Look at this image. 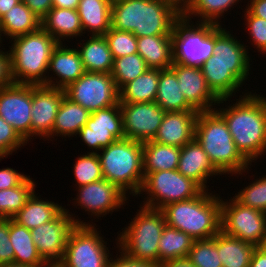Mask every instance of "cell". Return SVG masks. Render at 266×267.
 Segmentation results:
<instances>
[{
  "mask_svg": "<svg viewBox=\"0 0 266 267\" xmlns=\"http://www.w3.org/2000/svg\"><path fill=\"white\" fill-rule=\"evenodd\" d=\"M84 41L83 44L78 43L76 48L80 53L86 72L110 74L113 57L105 36H89V39Z\"/></svg>",
  "mask_w": 266,
  "mask_h": 267,
  "instance_id": "f546056e",
  "label": "cell"
},
{
  "mask_svg": "<svg viewBox=\"0 0 266 267\" xmlns=\"http://www.w3.org/2000/svg\"><path fill=\"white\" fill-rule=\"evenodd\" d=\"M136 215L122 228L116 245L128 256L158 264V246L165 216L161 210L139 206Z\"/></svg>",
  "mask_w": 266,
  "mask_h": 267,
  "instance_id": "52a82bcc",
  "label": "cell"
},
{
  "mask_svg": "<svg viewBox=\"0 0 266 267\" xmlns=\"http://www.w3.org/2000/svg\"><path fill=\"white\" fill-rule=\"evenodd\" d=\"M245 91L232 106L227 102L226 108L215 110L226 121L237 150L252 164L266 152V97Z\"/></svg>",
  "mask_w": 266,
  "mask_h": 267,
  "instance_id": "6da1fadb",
  "label": "cell"
},
{
  "mask_svg": "<svg viewBox=\"0 0 266 267\" xmlns=\"http://www.w3.org/2000/svg\"><path fill=\"white\" fill-rule=\"evenodd\" d=\"M9 240L14 250V262L30 267H44L48 263L39 254L31 230L9 219Z\"/></svg>",
  "mask_w": 266,
  "mask_h": 267,
  "instance_id": "4dcf8cb0",
  "label": "cell"
},
{
  "mask_svg": "<svg viewBox=\"0 0 266 267\" xmlns=\"http://www.w3.org/2000/svg\"><path fill=\"white\" fill-rule=\"evenodd\" d=\"M175 73L186 101L198 112L215 110V105L224 106L230 98H219L208 86L201 68L186 67L173 63ZM214 107V108H213Z\"/></svg>",
  "mask_w": 266,
  "mask_h": 267,
  "instance_id": "ac0fdd59",
  "label": "cell"
},
{
  "mask_svg": "<svg viewBox=\"0 0 266 267\" xmlns=\"http://www.w3.org/2000/svg\"><path fill=\"white\" fill-rule=\"evenodd\" d=\"M70 213L65 207L53 220L31 230L33 242L48 264L63 259L69 234L76 225H93V222L81 221L78 215Z\"/></svg>",
  "mask_w": 266,
  "mask_h": 267,
  "instance_id": "4fadbf2b",
  "label": "cell"
},
{
  "mask_svg": "<svg viewBox=\"0 0 266 267\" xmlns=\"http://www.w3.org/2000/svg\"><path fill=\"white\" fill-rule=\"evenodd\" d=\"M64 96V89L32 84L31 139L39 136L46 141Z\"/></svg>",
  "mask_w": 266,
  "mask_h": 267,
  "instance_id": "d6986e66",
  "label": "cell"
},
{
  "mask_svg": "<svg viewBox=\"0 0 266 267\" xmlns=\"http://www.w3.org/2000/svg\"><path fill=\"white\" fill-rule=\"evenodd\" d=\"M120 107L125 138L152 141L166 112L156 102L120 103Z\"/></svg>",
  "mask_w": 266,
  "mask_h": 267,
  "instance_id": "e0dca14e",
  "label": "cell"
},
{
  "mask_svg": "<svg viewBox=\"0 0 266 267\" xmlns=\"http://www.w3.org/2000/svg\"><path fill=\"white\" fill-rule=\"evenodd\" d=\"M40 27L41 19L21 1L0 19V41L3 42L4 36L13 39L37 31Z\"/></svg>",
  "mask_w": 266,
  "mask_h": 267,
  "instance_id": "4316f807",
  "label": "cell"
},
{
  "mask_svg": "<svg viewBox=\"0 0 266 267\" xmlns=\"http://www.w3.org/2000/svg\"><path fill=\"white\" fill-rule=\"evenodd\" d=\"M144 177L148 173L176 170L181 148L164 145L154 141L142 143Z\"/></svg>",
  "mask_w": 266,
  "mask_h": 267,
  "instance_id": "d6a6232c",
  "label": "cell"
},
{
  "mask_svg": "<svg viewBox=\"0 0 266 267\" xmlns=\"http://www.w3.org/2000/svg\"><path fill=\"white\" fill-rule=\"evenodd\" d=\"M31 11L42 19L52 8V0H22Z\"/></svg>",
  "mask_w": 266,
  "mask_h": 267,
  "instance_id": "816d5d0a",
  "label": "cell"
},
{
  "mask_svg": "<svg viewBox=\"0 0 266 267\" xmlns=\"http://www.w3.org/2000/svg\"><path fill=\"white\" fill-rule=\"evenodd\" d=\"M181 16L161 0H126L111 9V28L132 32L136 37L171 35Z\"/></svg>",
  "mask_w": 266,
  "mask_h": 267,
  "instance_id": "7a4b0ae2",
  "label": "cell"
},
{
  "mask_svg": "<svg viewBox=\"0 0 266 267\" xmlns=\"http://www.w3.org/2000/svg\"><path fill=\"white\" fill-rule=\"evenodd\" d=\"M2 49L5 52L0 49V88L14 83L11 76L10 52L4 47Z\"/></svg>",
  "mask_w": 266,
  "mask_h": 267,
  "instance_id": "f907efd6",
  "label": "cell"
},
{
  "mask_svg": "<svg viewBox=\"0 0 266 267\" xmlns=\"http://www.w3.org/2000/svg\"><path fill=\"white\" fill-rule=\"evenodd\" d=\"M77 197L72 205L80 206L91 216L104 217L109 212L112 214L117 209L123 208L129 196L122 191L116 184L106 179L98 180L84 186L77 187ZM102 215V216H101Z\"/></svg>",
  "mask_w": 266,
  "mask_h": 267,
  "instance_id": "2e32d148",
  "label": "cell"
},
{
  "mask_svg": "<svg viewBox=\"0 0 266 267\" xmlns=\"http://www.w3.org/2000/svg\"><path fill=\"white\" fill-rule=\"evenodd\" d=\"M159 267H195L187 258H179L163 262Z\"/></svg>",
  "mask_w": 266,
  "mask_h": 267,
  "instance_id": "9f6ffc18",
  "label": "cell"
},
{
  "mask_svg": "<svg viewBox=\"0 0 266 267\" xmlns=\"http://www.w3.org/2000/svg\"><path fill=\"white\" fill-rule=\"evenodd\" d=\"M10 41L9 52L13 82L15 84L46 85L49 61L58 42L42 27Z\"/></svg>",
  "mask_w": 266,
  "mask_h": 267,
  "instance_id": "5b68a950",
  "label": "cell"
},
{
  "mask_svg": "<svg viewBox=\"0 0 266 267\" xmlns=\"http://www.w3.org/2000/svg\"><path fill=\"white\" fill-rule=\"evenodd\" d=\"M80 0H52L53 7L77 9Z\"/></svg>",
  "mask_w": 266,
  "mask_h": 267,
  "instance_id": "6f0895ef",
  "label": "cell"
},
{
  "mask_svg": "<svg viewBox=\"0 0 266 267\" xmlns=\"http://www.w3.org/2000/svg\"><path fill=\"white\" fill-rule=\"evenodd\" d=\"M233 196L242 205L266 213V175L255 179Z\"/></svg>",
  "mask_w": 266,
  "mask_h": 267,
  "instance_id": "7bdbcfd3",
  "label": "cell"
},
{
  "mask_svg": "<svg viewBox=\"0 0 266 267\" xmlns=\"http://www.w3.org/2000/svg\"><path fill=\"white\" fill-rule=\"evenodd\" d=\"M205 80L219 98H232L244 85L252 70L250 65H222L204 63L201 67ZM235 93V94H234ZM234 94V95H233Z\"/></svg>",
  "mask_w": 266,
  "mask_h": 267,
  "instance_id": "44dd1931",
  "label": "cell"
},
{
  "mask_svg": "<svg viewBox=\"0 0 266 267\" xmlns=\"http://www.w3.org/2000/svg\"><path fill=\"white\" fill-rule=\"evenodd\" d=\"M25 144L28 143L0 116V160L12 155Z\"/></svg>",
  "mask_w": 266,
  "mask_h": 267,
  "instance_id": "bcb514c9",
  "label": "cell"
},
{
  "mask_svg": "<svg viewBox=\"0 0 266 267\" xmlns=\"http://www.w3.org/2000/svg\"><path fill=\"white\" fill-rule=\"evenodd\" d=\"M203 191L197 182L185 177L176 169L148 173L136 197L146 194L147 197L141 205L161 210L168 204L194 198Z\"/></svg>",
  "mask_w": 266,
  "mask_h": 267,
  "instance_id": "9c48e42d",
  "label": "cell"
},
{
  "mask_svg": "<svg viewBox=\"0 0 266 267\" xmlns=\"http://www.w3.org/2000/svg\"><path fill=\"white\" fill-rule=\"evenodd\" d=\"M249 267H266V245L255 248Z\"/></svg>",
  "mask_w": 266,
  "mask_h": 267,
  "instance_id": "db71d44e",
  "label": "cell"
},
{
  "mask_svg": "<svg viewBox=\"0 0 266 267\" xmlns=\"http://www.w3.org/2000/svg\"><path fill=\"white\" fill-rule=\"evenodd\" d=\"M194 138L222 175L248 173L252 164L237 150L226 121L216 110L198 113Z\"/></svg>",
  "mask_w": 266,
  "mask_h": 267,
  "instance_id": "3957f363",
  "label": "cell"
},
{
  "mask_svg": "<svg viewBox=\"0 0 266 267\" xmlns=\"http://www.w3.org/2000/svg\"><path fill=\"white\" fill-rule=\"evenodd\" d=\"M90 114L91 112L86 108L64 96L56 114L52 133L46 140L54 139V136L61 138L76 136L80 129L86 125Z\"/></svg>",
  "mask_w": 266,
  "mask_h": 267,
  "instance_id": "484cf974",
  "label": "cell"
},
{
  "mask_svg": "<svg viewBox=\"0 0 266 267\" xmlns=\"http://www.w3.org/2000/svg\"><path fill=\"white\" fill-rule=\"evenodd\" d=\"M171 5L176 11L183 15L193 0H161Z\"/></svg>",
  "mask_w": 266,
  "mask_h": 267,
  "instance_id": "11a10c76",
  "label": "cell"
},
{
  "mask_svg": "<svg viewBox=\"0 0 266 267\" xmlns=\"http://www.w3.org/2000/svg\"><path fill=\"white\" fill-rule=\"evenodd\" d=\"M65 96L91 113L116 105L119 90L111 74L85 72L65 89Z\"/></svg>",
  "mask_w": 266,
  "mask_h": 267,
  "instance_id": "7c38bea8",
  "label": "cell"
},
{
  "mask_svg": "<svg viewBox=\"0 0 266 267\" xmlns=\"http://www.w3.org/2000/svg\"><path fill=\"white\" fill-rule=\"evenodd\" d=\"M14 262V250L9 240V219L0 218V265Z\"/></svg>",
  "mask_w": 266,
  "mask_h": 267,
  "instance_id": "7dc6e473",
  "label": "cell"
},
{
  "mask_svg": "<svg viewBox=\"0 0 266 267\" xmlns=\"http://www.w3.org/2000/svg\"><path fill=\"white\" fill-rule=\"evenodd\" d=\"M222 25L215 27V44L213 55L204 63H221L222 65H252L247 45L242 44Z\"/></svg>",
  "mask_w": 266,
  "mask_h": 267,
  "instance_id": "cb8c5ba5",
  "label": "cell"
},
{
  "mask_svg": "<svg viewBox=\"0 0 266 267\" xmlns=\"http://www.w3.org/2000/svg\"><path fill=\"white\" fill-rule=\"evenodd\" d=\"M112 6L107 0H80L77 12L84 33L90 36H104L111 28Z\"/></svg>",
  "mask_w": 266,
  "mask_h": 267,
  "instance_id": "f1b7e54d",
  "label": "cell"
},
{
  "mask_svg": "<svg viewBox=\"0 0 266 267\" xmlns=\"http://www.w3.org/2000/svg\"><path fill=\"white\" fill-rule=\"evenodd\" d=\"M28 176L13 168L0 169V190L10 189L20 185Z\"/></svg>",
  "mask_w": 266,
  "mask_h": 267,
  "instance_id": "681fc988",
  "label": "cell"
},
{
  "mask_svg": "<svg viewBox=\"0 0 266 267\" xmlns=\"http://www.w3.org/2000/svg\"><path fill=\"white\" fill-rule=\"evenodd\" d=\"M196 110L166 112L152 141L182 148L195 136Z\"/></svg>",
  "mask_w": 266,
  "mask_h": 267,
  "instance_id": "7402d4cb",
  "label": "cell"
},
{
  "mask_svg": "<svg viewBox=\"0 0 266 267\" xmlns=\"http://www.w3.org/2000/svg\"><path fill=\"white\" fill-rule=\"evenodd\" d=\"M155 102L165 112L195 110L186 101L177 77L170 68L159 70V82Z\"/></svg>",
  "mask_w": 266,
  "mask_h": 267,
  "instance_id": "836d02e7",
  "label": "cell"
},
{
  "mask_svg": "<svg viewBox=\"0 0 266 267\" xmlns=\"http://www.w3.org/2000/svg\"><path fill=\"white\" fill-rule=\"evenodd\" d=\"M22 0H0V19L6 14L12 7L21 2Z\"/></svg>",
  "mask_w": 266,
  "mask_h": 267,
  "instance_id": "680465c9",
  "label": "cell"
},
{
  "mask_svg": "<svg viewBox=\"0 0 266 267\" xmlns=\"http://www.w3.org/2000/svg\"><path fill=\"white\" fill-rule=\"evenodd\" d=\"M239 1L241 0H193L183 16L190 20L194 16L200 17L197 22L200 20V22H213L221 25L220 18H224L223 14L239 4Z\"/></svg>",
  "mask_w": 266,
  "mask_h": 267,
  "instance_id": "f35d334b",
  "label": "cell"
},
{
  "mask_svg": "<svg viewBox=\"0 0 266 267\" xmlns=\"http://www.w3.org/2000/svg\"><path fill=\"white\" fill-rule=\"evenodd\" d=\"M35 188L29 175L20 185L0 190V218L12 219L25 206Z\"/></svg>",
  "mask_w": 266,
  "mask_h": 267,
  "instance_id": "74e56055",
  "label": "cell"
},
{
  "mask_svg": "<svg viewBox=\"0 0 266 267\" xmlns=\"http://www.w3.org/2000/svg\"><path fill=\"white\" fill-rule=\"evenodd\" d=\"M194 239L183 231L166 225L158 246V265L168 260L187 258Z\"/></svg>",
  "mask_w": 266,
  "mask_h": 267,
  "instance_id": "8d00e7d4",
  "label": "cell"
},
{
  "mask_svg": "<svg viewBox=\"0 0 266 267\" xmlns=\"http://www.w3.org/2000/svg\"><path fill=\"white\" fill-rule=\"evenodd\" d=\"M116 248L119 249L118 252L121 251L120 255L116 254L114 259L110 257L107 267H159L155 262L135 259L126 255L119 247Z\"/></svg>",
  "mask_w": 266,
  "mask_h": 267,
  "instance_id": "c3c4849f",
  "label": "cell"
},
{
  "mask_svg": "<svg viewBox=\"0 0 266 267\" xmlns=\"http://www.w3.org/2000/svg\"><path fill=\"white\" fill-rule=\"evenodd\" d=\"M109 3H110V5L112 6V5H115V4H117V3H120V2H123V1H126V0H107Z\"/></svg>",
  "mask_w": 266,
  "mask_h": 267,
  "instance_id": "94428289",
  "label": "cell"
},
{
  "mask_svg": "<svg viewBox=\"0 0 266 267\" xmlns=\"http://www.w3.org/2000/svg\"><path fill=\"white\" fill-rule=\"evenodd\" d=\"M181 15L174 23L171 33L172 59L186 67L200 68L213 55L215 27L213 22L195 21Z\"/></svg>",
  "mask_w": 266,
  "mask_h": 267,
  "instance_id": "ba28073f",
  "label": "cell"
},
{
  "mask_svg": "<svg viewBox=\"0 0 266 267\" xmlns=\"http://www.w3.org/2000/svg\"><path fill=\"white\" fill-rule=\"evenodd\" d=\"M73 173L76 188L104 179L99 157L90 151L77 157Z\"/></svg>",
  "mask_w": 266,
  "mask_h": 267,
  "instance_id": "b9f144b4",
  "label": "cell"
},
{
  "mask_svg": "<svg viewBox=\"0 0 266 267\" xmlns=\"http://www.w3.org/2000/svg\"><path fill=\"white\" fill-rule=\"evenodd\" d=\"M77 136L92 149L91 153H99L111 143L125 139L120 103L92 112Z\"/></svg>",
  "mask_w": 266,
  "mask_h": 267,
  "instance_id": "5bb4252c",
  "label": "cell"
},
{
  "mask_svg": "<svg viewBox=\"0 0 266 267\" xmlns=\"http://www.w3.org/2000/svg\"><path fill=\"white\" fill-rule=\"evenodd\" d=\"M217 248L222 267H249L256 246L220 230L217 233Z\"/></svg>",
  "mask_w": 266,
  "mask_h": 267,
  "instance_id": "e575fe53",
  "label": "cell"
},
{
  "mask_svg": "<svg viewBox=\"0 0 266 267\" xmlns=\"http://www.w3.org/2000/svg\"><path fill=\"white\" fill-rule=\"evenodd\" d=\"M159 69H148L119 90V103L155 102Z\"/></svg>",
  "mask_w": 266,
  "mask_h": 267,
  "instance_id": "d590c367",
  "label": "cell"
},
{
  "mask_svg": "<svg viewBox=\"0 0 266 267\" xmlns=\"http://www.w3.org/2000/svg\"><path fill=\"white\" fill-rule=\"evenodd\" d=\"M208 191L163 207L166 225L183 231L194 240L215 236L221 230V197Z\"/></svg>",
  "mask_w": 266,
  "mask_h": 267,
  "instance_id": "277c9868",
  "label": "cell"
},
{
  "mask_svg": "<svg viewBox=\"0 0 266 267\" xmlns=\"http://www.w3.org/2000/svg\"><path fill=\"white\" fill-rule=\"evenodd\" d=\"M94 225H76L69 234L61 267H107L110 256L107 241Z\"/></svg>",
  "mask_w": 266,
  "mask_h": 267,
  "instance_id": "30bf717a",
  "label": "cell"
},
{
  "mask_svg": "<svg viewBox=\"0 0 266 267\" xmlns=\"http://www.w3.org/2000/svg\"><path fill=\"white\" fill-rule=\"evenodd\" d=\"M44 267H61L58 263H49Z\"/></svg>",
  "mask_w": 266,
  "mask_h": 267,
  "instance_id": "6125c7cd",
  "label": "cell"
},
{
  "mask_svg": "<svg viewBox=\"0 0 266 267\" xmlns=\"http://www.w3.org/2000/svg\"><path fill=\"white\" fill-rule=\"evenodd\" d=\"M187 259L195 267H222L217 248V234L209 239L195 240Z\"/></svg>",
  "mask_w": 266,
  "mask_h": 267,
  "instance_id": "60d3db41",
  "label": "cell"
},
{
  "mask_svg": "<svg viewBox=\"0 0 266 267\" xmlns=\"http://www.w3.org/2000/svg\"><path fill=\"white\" fill-rule=\"evenodd\" d=\"M221 230L228 236L258 246L266 245V213L221 198Z\"/></svg>",
  "mask_w": 266,
  "mask_h": 267,
  "instance_id": "8fae6325",
  "label": "cell"
},
{
  "mask_svg": "<svg viewBox=\"0 0 266 267\" xmlns=\"http://www.w3.org/2000/svg\"><path fill=\"white\" fill-rule=\"evenodd\" d=\"M41 27L58 43L84 36L77 9L53 7L42 19Z\"/></svg>",
  "mask_w": 266,
  "mask_h": 267,
  "instance_id": "d4e9b609",
  "label": "cell"
},
{
  "mask_svg": "<svg viewBox=\"0 0 266 267\" xmlns=\"http://www.w3.org/2000/svg\"><path fill=\"white\" fill-rule=\"evenodd\" d=\"M104 179L137 196L143 181V147L131 139L117 140L97 153Z\"/></svg>",
  "mask_w": 266,
  "mask_h": 267,
  "instance_id": "8992f818",
  "label": "cell"
},
{
  "mask_svg": "<svg viewBox=\"0 0 266 267\" xmlns=\"http://www.w3.org/2000/svg\"><path fill=\"white\" fill-rule=\"evenodd\" d=\"M244 19L246 29H248L250 42L252 39V45L255 46L260 54H266V20L254 16L247 8L244 10ZM262 52V53H261Z\"/></svg>",
  "mask_w": 266,
  "mask_h": 267,
  "instance_id": "f6af8a7d",
  "label": "cell"
},
{
  "mask_svg": "<svg viewBox=\"0 0 266 267\" xmlns=\"http://www.w3.org/2000/svg\"><path fill=\"white\" fill-rule=\"evenodd\" d=\"M149 68L139 53H134L113 59L111 75L116 87L120 90L126 83L135 80Z\"/></svg>",
  "mask_w": 266,
  "mask_h": 267,
  "instance_id": "ab89813d",
  "label": "cell"
},
{
  "mask_svg": "<svg viewBox=\"0 0 266 267\" xmlns=\"http://www.w3.org/2000/svg\"><path fill=\"white\" fill-rule=\"evenodd\" d=\"M35 192L28 199L25 206L12 218L19 225L28 230L37 228L43 223L53 220L65 207L57 202L43 200ZM41 198V199H40Z\"/></svg>",
  "mask_w": 266,
  "mask_h": 267,
  "instance_id": "1f68e13d",
  "label": "cell"
},
{
  "mask_svg": "<svg viewBox=\"0 0 266 267\" xmlns=\"http://www.w3.org/2000/svg\"><path fill=\"white\" fill-rule=\"evenodd\" d=\"M177 170L185 177L193 179L204 190H209L207 181L210 177L222 175L195 138L181 148Z\"/></svg>",
  "mask_w": 266,
  "mask_h": 267,
  "instance_id": "603a6c76",
  "label": "cell"
},
{
  "mask_svg": "<svg viewBox=\"0 0 266 267\" xmlns=\"http://www.w3.org/2000/svg\"><path fill=\"white\" fill-rule=\"evenodd\" d=\"M58 43L54 48L48 66L47 84L45 86L65 89L69 84L81 77L86 69L82 63L81 56L77 48L66 47ZM55 75L49 76V72ZM53 79V80H52Z\"/></svg>",
  "mask_w": 266,
  "mask_h": 267,
  "instance_id": "ffe728a7",
  "label": "cell"
},
{
  "mask_svg": "<svg viewBox=\"0 0 266 267\" xmlns=\"http://www.w3.org/2000/svg\"><path fill=\"white\" fill-rule=\"evenodd\" d=\"M137 53L149 69H169L173 64L171 35L137 37Z\"/></svg>",
  "mask_w": 266,
  "mask_h": 267,
  "instance_id": "83f0119b",
  "label": "cell"
},
{
  "mask_svg": "<svg viewBox=\"0 0 266 267\" xmlns=\"http://www.w3.org/2000/svg\"><path fill=\"white\" fill-rule=\"evenodd\" d=\"M104 36L113 59L137 53V37L132 32L110 28Z\"/></svg>",
  "mask_w": 266,
  "mask_h": 267,
  "instance_id": "ee69618b",
  "label": "cell"
},
{
  "mask_svg": "<svg viewBox=\"0 0 266 267\" xmlns=\"http://www.w3.org/2000/svg\"><path fill=\"white\" fill-rule=\"evenodd\" d=\"M31 107L32 84L13 83L0 88V116L27 143L31 142Z\"/></svg>",
  "mask_w": 266,
  "mask_h": 267,
  "instance_id": "9a60e30c",
  "label": "cell"
},
{
  "mask_svg": "<svg viewBox=\"0 0 266 267\" xmlns=\"http://www.w3.org/2000/svg\"><path fill=\"white\" fill-rule=\"evenodd\" d=\"M246 8L254 15L259 18L266 20V0H250Z\"/></svg>",
  "mask_w": 266,
  "mask_h": 267,
  "instance_id": "f5cc1de1",
  "label": "cell"
},
{
  "mask_svg": "<svg viewBox=\"0 0 266 267\" xmlns=\"http://www.w3.org/2000/svg\"><path fill=\"white\" fill-rule=\"evenodd\" d=\"M0 267H30V266L12 262V263H9V264L0 265Z\"/></svg>",
  "mask_w": 266,
  "mask_h": 267,
  "instance_id": "91938a15",
  "label": "cell"
}]
</instances>
